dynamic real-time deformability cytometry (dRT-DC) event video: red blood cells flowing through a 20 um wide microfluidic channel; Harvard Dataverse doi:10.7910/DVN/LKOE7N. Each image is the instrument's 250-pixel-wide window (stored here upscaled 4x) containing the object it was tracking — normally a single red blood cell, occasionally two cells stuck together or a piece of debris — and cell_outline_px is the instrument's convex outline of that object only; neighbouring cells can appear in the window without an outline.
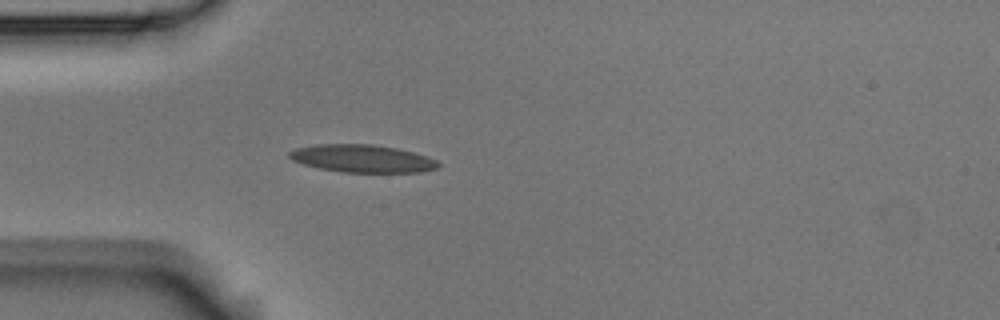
{"species": "Egyptian fruit bat (a non-hibernating species)", "species_latin": "Rousettus aegyptiacus", "temperature_condition": "room temperature", "stored_images_in_passage": 4, "camera_frame_rate_fps": 3000, "um_per_image_px": 0.085, "animal": {"sex": "male"}, "frame": {"image": 1, "passage_image": 4, "time_ms": 1.0, "image_size_px": [1000, 320], "cell_outline_px": [[440, 164], [436, 168], [420, 172], [340, 172], [320, 168], [304, 164], [292, 160], [288, 156], [288, 152], [296, 148], [316, 144], [372, 144], [396, 148], [428, 156], [436, 160]], "centroid_in_image_um": [30.78, 13.47], "position_along_channel_um": 54.2, "area_um2": 23.93}}